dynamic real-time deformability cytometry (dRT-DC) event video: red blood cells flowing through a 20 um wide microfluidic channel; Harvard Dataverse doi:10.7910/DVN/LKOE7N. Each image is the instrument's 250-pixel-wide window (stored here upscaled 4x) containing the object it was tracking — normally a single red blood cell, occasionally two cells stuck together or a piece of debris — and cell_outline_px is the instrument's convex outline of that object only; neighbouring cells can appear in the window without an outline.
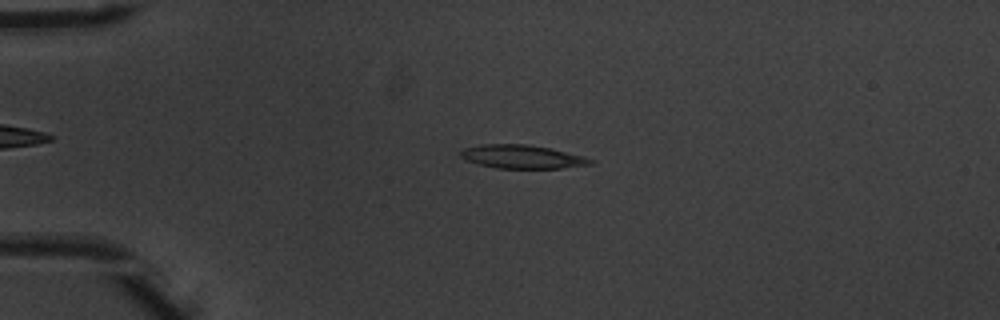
{"species": "common noctule bat (a hibernating species)", "species_latin": "Nyctalus noctula", "temperature_condition": "warm", "stored_images_in_passage": 53, "camera_frame_rate_fps": 3000, "um_per_image_px": 0.085, "animal": {"sex": "male", "body_mass_g": 20.1, "forearm_length_mm": 53.5}, "frame": {"image": 1, "passage_image": 14, "time_ms": 4.333, "image_size_px": [1000, 320], "cell_outline_px": [[592, 164], [560, 168], [496, 168], [480, 164], [468, 160], [460, 156], [460, 152], [464, 148], [480, 144], [524, 144], [552, 148], [584, 156], [592, 160]], "centroid_in_image_um": [44.38, 13.31], "position_along_channel_um": 40.6, "area_um2": 17.63}}
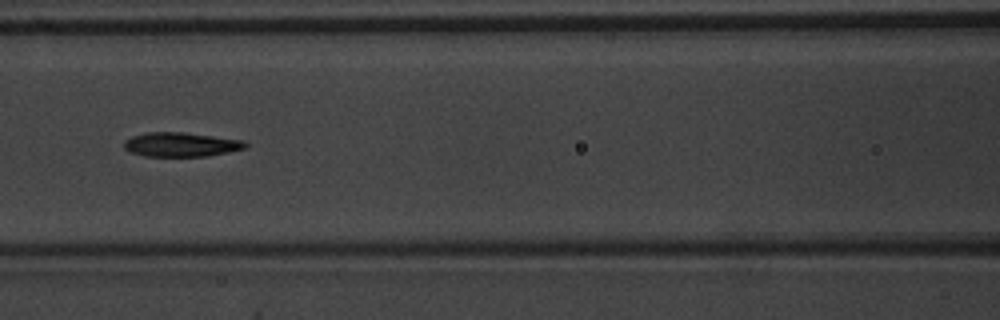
{"frame": {"image": 2, "passage_image": 25, "time_ms": 8.0, "image_size_px": [1000, 320], "cell_outline_px": [[248, 148], [208, 156], [144, 156], [128, 152], [124, 148], [124, 140], [132, 136], [148, 132], [184, 132], [244, 140], [248, 144]], "centroid_in_image_um": [15.39, 12.28], "position_along_channel_um": 151.2, "area_um2": 17.34}}
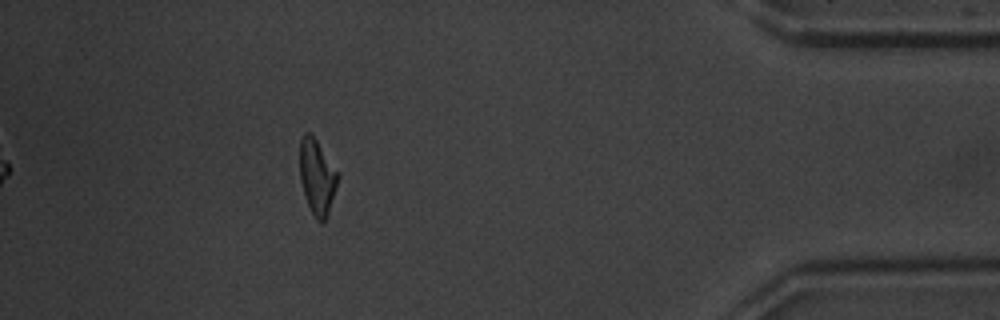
{"frame": {"image": 3, "passage_image": 48, "time_ms": 15.667, "image_size_px": [1000, 320], "cell_outline_px": [[340, 176], [328, 212], [324, 220], [320, 224], [316, 220], [308, 204], [300, 180], [300, 140], [304, 132], [312, 132], [340, 172]], "centroid_in_image_um": [26.97, 14.96], "position_along_channel_um": 408.2, "area_um2": 16.94}, "authors_computed_cell_mechanics": {"area_um2": 17.2244, "velocity_mm_per_s": 3.9531, "shape_relaxation_time_tau1_ms": 2.7137, "shape_relaxation_time_tau2_ms": 4.3231, "deformation_change_tau1": 0.177, "deformation_change_tau2": 0.1186}}